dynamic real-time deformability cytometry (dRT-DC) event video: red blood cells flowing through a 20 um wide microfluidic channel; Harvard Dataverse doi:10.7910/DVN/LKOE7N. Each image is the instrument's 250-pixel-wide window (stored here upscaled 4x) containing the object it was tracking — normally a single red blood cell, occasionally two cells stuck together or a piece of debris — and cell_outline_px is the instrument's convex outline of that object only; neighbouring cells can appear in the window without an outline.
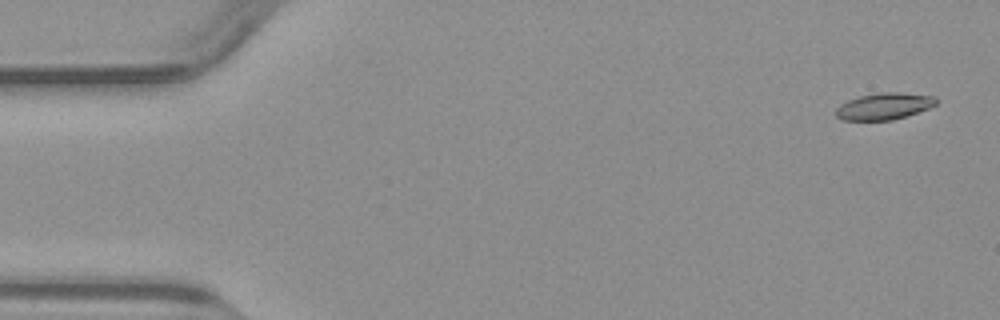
{"species": "common noctule bat (a hibernating species)", "species_latin": "Nyctalus noctula", "temperature_condition": "warm", "stored_images_in_passage": 50, "camera_frame_rate_fps": 3000, "um_per_image_px": 0.085, "animal": {"sex": "male", "body_mass_g": 23.1, "forearm_length_mm": 52.7}, "frame": {"image": 1, "passage_image": 2, "time_ms": 0.333, "image_size_px": [1000, 320], "cell_outline_px": [[936, 104], [928, 108], [892, 120], [844, 120], [836, 116], [836, 108], [840, 104], [848, 100], [860, 96], [884, 92], [900, 92], [936, 96]], "centroid_in_image_um": [75.14, 9.02], "position_along_channel_um": 9.9, "area_um2": 15.37}}
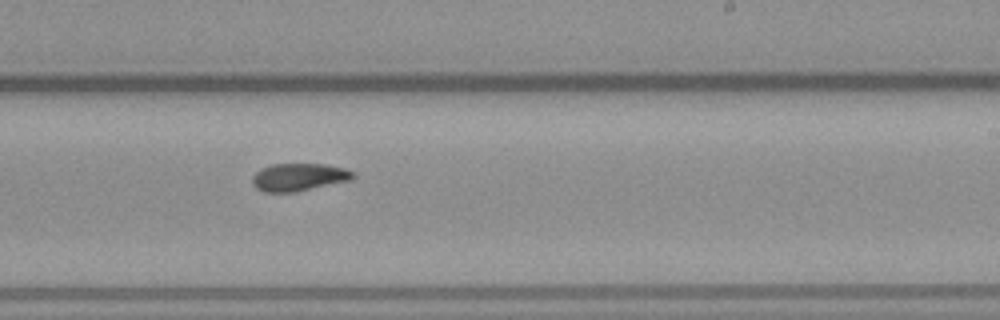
{"frame": {"image": 2, "passage_image": 30, "time_ms": 9.667, "image_size_px": [1000, 320], "cell_outline_px": [[356, 176], [352, 180], [296, 192], [264, 192], [256, 188], [252, 184], [252, 176], [260, 168], [272, 164], [324, 164], [344, 168], [356, 172]], "centroid_in_image_um": [25.42, 15.06], "position_along_channel_um": 263.6, "area_um2": 16.47}}
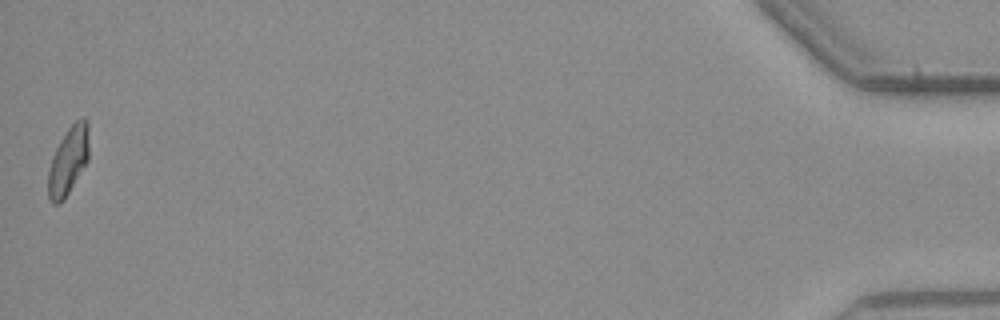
{"frame": {"image": 3, "passage_image": 50, "time_ms": 16.333, "image_size_px": [1000, 320], "cell_outline_px": [[88, 160], [64, 200], [60, 204], [52, 204], [48, 200], [48, 172], [52, 156], [60, 140], [68, 128], [76, 120], [84, 116], [88, 120]], "centroid_in_image_um": [5.8, 13.67], "position_along_channel_um": 429.4, "area_um2": 16.24}}